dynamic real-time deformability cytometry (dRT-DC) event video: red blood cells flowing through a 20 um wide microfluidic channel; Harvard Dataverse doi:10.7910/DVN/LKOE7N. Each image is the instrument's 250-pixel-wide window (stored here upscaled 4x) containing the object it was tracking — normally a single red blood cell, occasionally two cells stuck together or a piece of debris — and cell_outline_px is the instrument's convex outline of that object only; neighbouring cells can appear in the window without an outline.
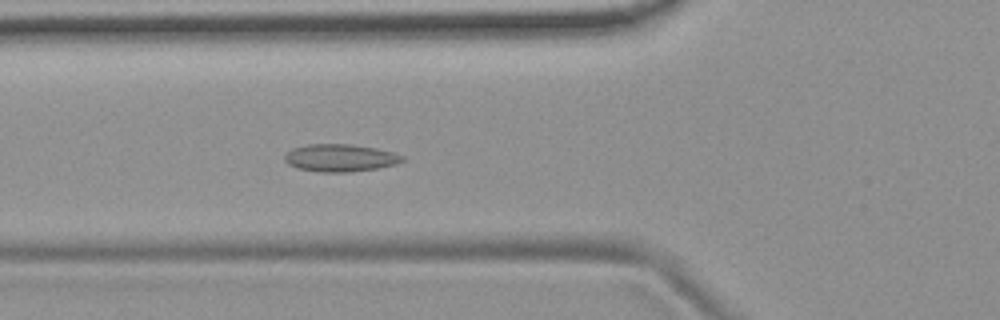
{"species": "common noctule bat (a hibernating species)", "species_latin": "Nyctalus noctula", "temperature_condition": "room temperature", "stored_images_in_passage": 54, "camera_frame_rate_fps": 3000, "um_per_image_px": 0.085, "animal": {"sex": "female", "body_mass_g": 19.9}, "frame": {"image": 1, "passage_image": 20, "time_ms": 6.333, "image_size_px": [1000, 320], "cell_outline_px": [[404, 160], [396, 164], [376, 168], [348, 172], [320, 172], [296, 168], [288, 164], [284, 160], [284, 156], [292, 148], [308, 144], [348, 144], [376, 148], [392, 152], [404, 156]], "centroid_in_image_um": [28.89, 13.42], "position_along_channel_um": 96.9, "area_um2": 18.79}}
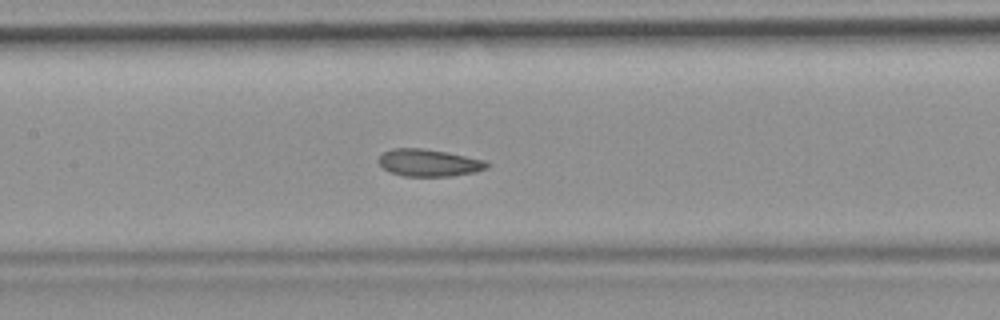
{"frame": {"image": 2, "passage_image": 26, "time_ms": 8.333, "image_size_px": [1000, 320], "cell_outline_px": [[492, 164], [488, 168], [476, 172], [452, 176], [404, 176], [388, 172], [376, 160], [384, 152], [392, 148], [424, 148], [484, 160]], "centroid_in_image_um": [36.45, 13.84], "position_along_channel_um": 170.9, "area_um2": 17.22}}
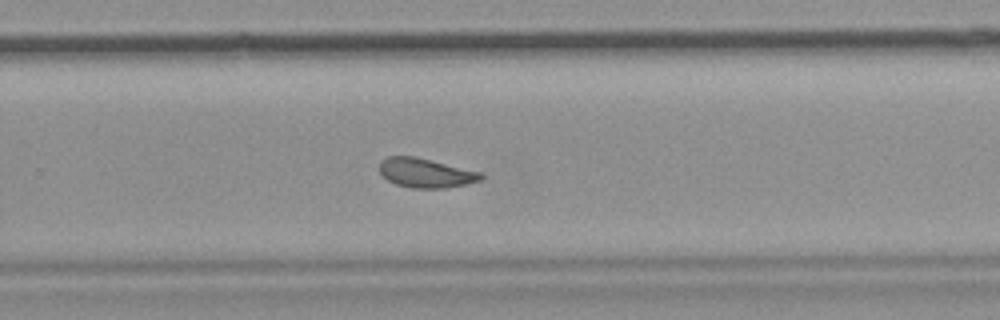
{"frame": {"image": 3, "passage_image": 36, "time_ms": 11.667, "image_size_px": [1000, 320], "cell_outline_px": [[484, 176], [480, 180], [464, 184], [444, 188], [412, 188], [396, 184], [388, 180], [380, 172], [380, 160], [388, 156], [416, 156], [484, 172]], "centroid_in_image_um": [36.21, 14.68], "position_along_channel_um": 293.6, "area_um2": 17.46}, "authors_computed_cell_mechanics": {"area_um2": 18.0914, "velocity_mm_per_s": 3.6914, "shape_relaxation_time_tau1_ms": null, "shape_relaxation_time_tau2_ms": 2.2629, "deformation_change_tau1": null, "deformation_change_tau2": 0.0866}}